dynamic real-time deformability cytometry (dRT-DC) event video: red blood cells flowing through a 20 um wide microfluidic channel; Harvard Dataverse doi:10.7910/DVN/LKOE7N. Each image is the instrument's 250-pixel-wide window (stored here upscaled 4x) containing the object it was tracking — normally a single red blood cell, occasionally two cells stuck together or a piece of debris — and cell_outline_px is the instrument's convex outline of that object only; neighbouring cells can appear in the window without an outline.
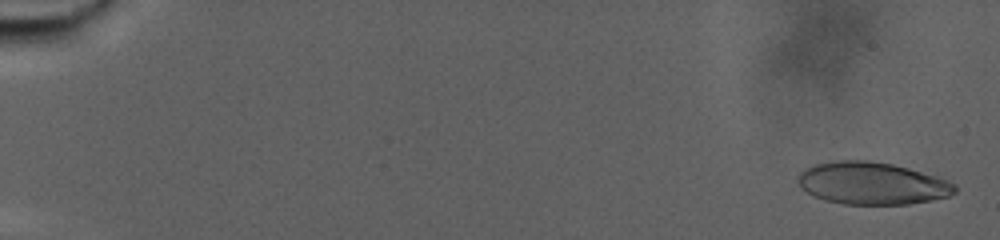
{"species": "human", "species_latin": "Homo sapiens", "temperature_condition": "warm", "stored_images_in_passage": 40, "camera_frame_rate_fps": 3000, "um_per_image_px": 0.085, "donor": {"sex": "male"}, "frame": {"image": 1, "passage_image": 2, "time_ms": 0.333, "image_size_px": [1000, 240], "cell_outline_px": [[956, 192], [948, 196], [932, 200], [908, 204], [844, 204], [824, 200], [812, 196], [800, 188], [796, 180], [796, 176], [804, 168], [816, 164], [836, 160], [872, 160], [892, 164], [908, 168], [936, 176], [948, 180], [956, 184]], "centroid_in_image_um": [74.08, 15.58], "position_along_channel_um": 10.9, "area_um2": 39.07}}
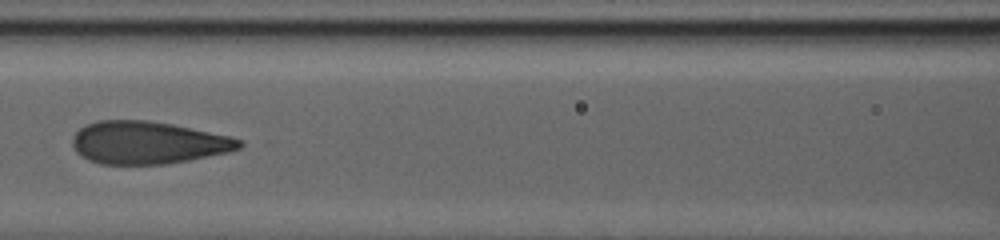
{"frame": {"image": 2, "passage_image": 25, "time_ms": 8.0, "image_size_px": [1000, 240], "cell_outline_px": [[244, 144], [240, 148], [228, 152], [188, 160], [164, 164], [100, 164], [88, 160], [76, 152], [72, 144], [72, 136], [84, 124], [96, 120], [148, 120], [172, 124], [232, 136], [244, 140]], "centroid_in_image_um": [12.56, 12.11], "position_along_channel_um": 154.0, "area_um2": 41.67}}
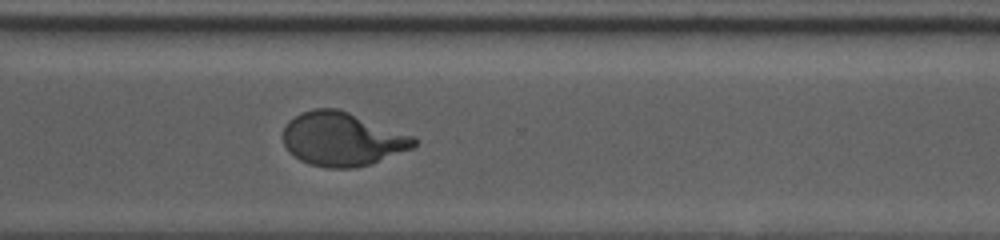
{"frame": {"image": 3, "passage_image": 40, "time_ms": 13.0, "image_size_px": [1000, 240], "cell_outline_px": [[416, 144], [412, 148], [372, 164], [356, 168], [328, 168], [308, 164], [300, 160], [288, 152], [284, 144], [284, 128], [288, 120], [300, 112], [312, 108], [336, 108], [348, 112], [416, 136]], "centroid_in_image_um": [29.08, 11.83], "position_along_channel_um": 341.5, "area_um2": 41.27}}